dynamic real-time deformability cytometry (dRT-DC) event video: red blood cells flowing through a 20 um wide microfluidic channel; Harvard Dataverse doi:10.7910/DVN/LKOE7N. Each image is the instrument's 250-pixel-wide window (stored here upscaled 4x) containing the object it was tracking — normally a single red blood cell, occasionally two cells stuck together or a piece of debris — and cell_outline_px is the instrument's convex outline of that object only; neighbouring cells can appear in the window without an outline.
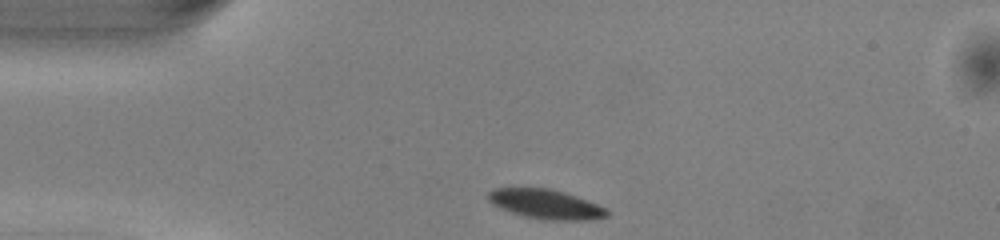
{"species": "common noctule bat (a hibernating species)", "species_latin": "Nyctalus noctula", "temperature_condition": "warm", "stored_images_in_passage": 40, "camera_frame_rate_fps": 3000, "um_per_image_px": 0.085, "animal": {"sex": "male", "body_mass_g": 13.0, "forearm_length_mm": 53.1}, "frame": {"image": 1, "passage_image": 1, "time_ms": 0.0, "image_size_px": [1000, 240], "cell_outline_px": [[608, 216], [592, 220], [544, 220], [524, 216], [500, 208], [492, 204], [488, 200], [488, 192], [492, 188], [548, 188], [564, 192], [576, 196], [608, 208]], "centroid_in_image_um": [46.4, 17.36], "position_along_channel_um": 38.6, "area_um2": 20.46}}
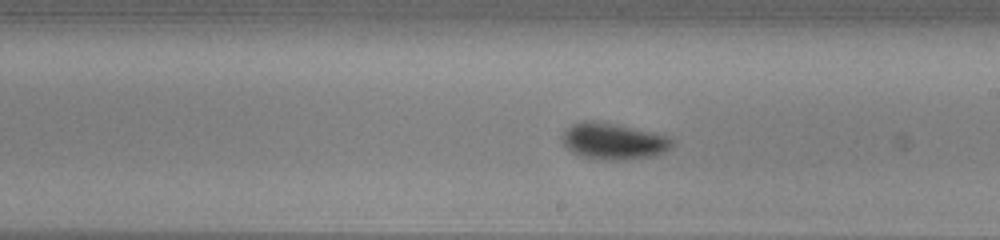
{"frame": {"image": 2, "passage_image": 18, "time_ms": 5.667, "image_size_px": [1000, 240], "cell_outline_px": [[672, 144], [664, 152], [656, 156], [624, 160], [600, 160], [580, 156], [572, 152], [564, 144], [560, 136], [572, 124], [584, 120], [592, 120], [616, 124], [664, 136], [672, 140]], "centroid_in_image_um": [52.07, 12.02], "position_along_channel_um": 236.9, "area_um2": 23.06}}
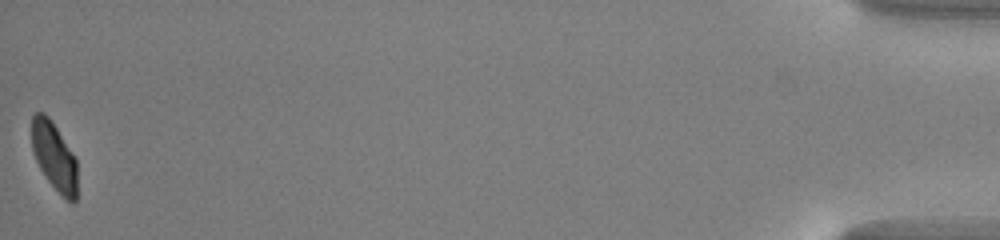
{"frame": {"image": 3, "passage_image": 40, "time_ms": 13.0, "image_size_px": [1000, 240], "cell_outline_px": [[76, 200], [72, 204], [48, 180], [40, 168], [32, 152], [32, 116], [36, 112], [44, 112], [48, 116], [76, 156]], "centroid_in_image_um": [4.6, 13.25], "position_along_channel_um": 430.6, "area_um2": 17.86}, "authors_computed_cell_mechanics": {"area_um2": 21.5594, "velocity_mm_per_s": 4.0407, "shape_relaxation_time_tau1_ms": 2.0074, "shape_relaxation_time_tau2_ms": 3.4057, "deformation_change_tau1": 0.1065, "deformation_change_tau2": 0.0485}}